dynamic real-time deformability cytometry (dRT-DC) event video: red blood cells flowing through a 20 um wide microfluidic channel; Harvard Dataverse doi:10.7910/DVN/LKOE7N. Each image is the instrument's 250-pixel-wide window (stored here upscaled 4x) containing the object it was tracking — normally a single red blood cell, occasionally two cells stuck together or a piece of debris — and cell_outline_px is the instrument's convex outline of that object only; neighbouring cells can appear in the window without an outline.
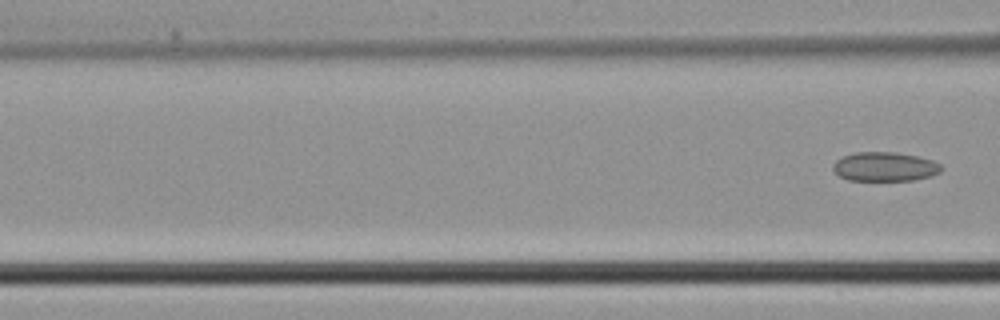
{"species": "common noctule bat (a hibernating species)", "species_latin": "Nyctalus noctula", "temperature_condition": "cold", "stored_images_in_passage": 5, "camera_frame_rate_fps": 3000, "um_per_image_px": 0.085, "animal": {"sex": "male", "body_mass_g": 21.5, "forearm_length_mm": 52.0}, "frame": {"image": 1, "passage_image": 5, "time_ms": 1.333, "image_size_px": [1000, 320], "cell_outline_px": [[944, 168], [940, 172], [932, 176], [912, 180], [848, 180], [840, 176], [832, 168], [832, 164], [836, 160], [844, 156], [856, 152], [896, 152], [916, 156], [932, 160], [940, 164]], "centroid_in_image_um": [75.22, 14.16], "position_along_channel_um": 91.4, "area_um2": 18.38}}